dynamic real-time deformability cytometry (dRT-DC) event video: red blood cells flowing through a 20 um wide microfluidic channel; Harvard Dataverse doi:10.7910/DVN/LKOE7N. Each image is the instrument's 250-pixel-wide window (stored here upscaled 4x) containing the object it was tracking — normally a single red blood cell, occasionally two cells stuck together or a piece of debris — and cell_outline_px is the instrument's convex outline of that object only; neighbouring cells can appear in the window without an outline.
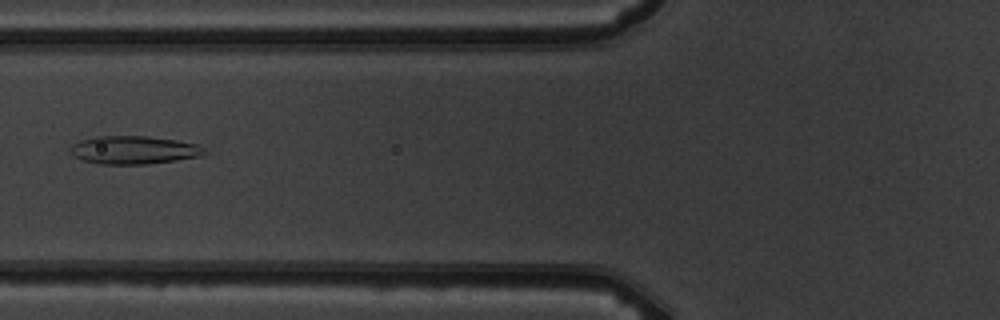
{"species": "common noctule bat (a hibernating species)", "species_latin": "Nyctalus noctula", "temperature_condition": "warm", "stored_images_in_passage": 7, "camera_frame_rate_fps": 3000, "um_per_image_px": 0.085, "animal": {"sex": "male", "body_mass_g": 19.5, "forearm_length_mm": 54.6}, "frame": {"image": 1, "passage_image": 7, "time_ms": 6.667, "image_size_px": [1000, 320], "cell_outline_px": [[208, 152], [200, 156], [176, 160], [148, 164], [100, 164], [84, 160], [72, 156], [68, 148], [72, 144], [80, 140], [96, 136], [148, 136], [176, 140], [200, 144]], "centroid_in_image_um": [11.37, 12.74], "position_along_channel_um": 114.4, "area_um2": 22.2}}